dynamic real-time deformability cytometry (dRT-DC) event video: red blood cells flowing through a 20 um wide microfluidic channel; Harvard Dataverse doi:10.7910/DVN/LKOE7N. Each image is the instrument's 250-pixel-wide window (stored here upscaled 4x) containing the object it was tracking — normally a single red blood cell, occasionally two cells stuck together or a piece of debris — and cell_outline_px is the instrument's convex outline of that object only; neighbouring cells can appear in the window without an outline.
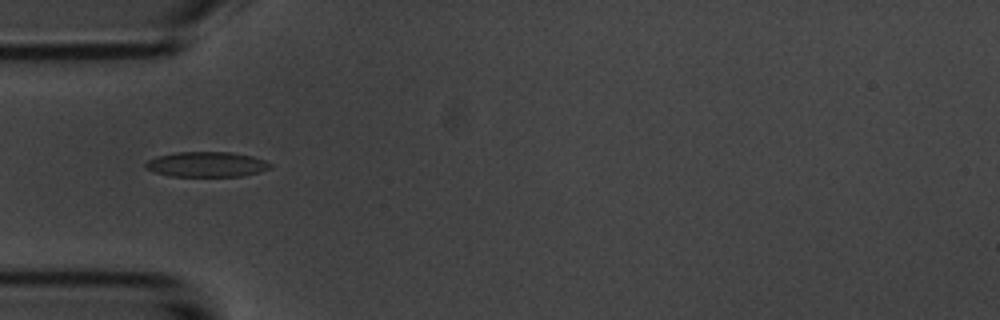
{"species": "common noctule bat (a hibernating species)", "species_latin": "Nyctalus noctula", "temperature_condition": "room temperature", "stored_images_in_passage": 4, "camera_frame_rate_fps": 3000, "um_per_image_px": 0.085, "animal": {"sex": "male", "body_mass_g": 20.1, "forearm_length_mm": 53.5}, "frame": {"image": 1, "passage_image": 2, "time_ms": 1.0, "image_size_px": [1000, 320], "cell_outline_px": [[272, 164], [268, 168], [244, 176], [168, 176], [144, 168], [144, 164], [148, 160], [156, 156], [176, 152], [232, 152], [252, 156], [264, 160]], "centroid_in_image_um": [17.51, 13.96], "position_along_channel_um": 67.5, "area_um2": 18.21}}
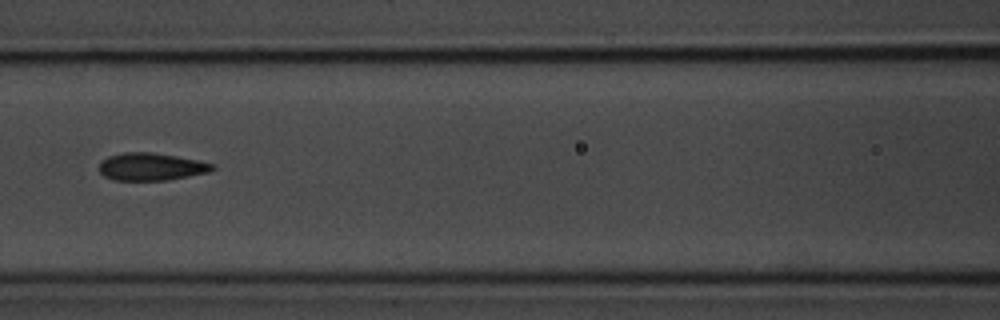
{"frame": {"image": 2, "passage_image": 4, "time_ms": 3.333, "image_size_px": [1000, 320], "cell_outline_px": [[216, 168], [208, 172], [168, 180], [112, 180], [104, 176], [100, 172], [100, 160], [108, 156], [124, 152], [152, 152], [200, 160], [216, 164]], "centroid_in_image_um": [12.86, 14.16], "position_along_channel_um": 153.7, "area_um2": 18.32}}